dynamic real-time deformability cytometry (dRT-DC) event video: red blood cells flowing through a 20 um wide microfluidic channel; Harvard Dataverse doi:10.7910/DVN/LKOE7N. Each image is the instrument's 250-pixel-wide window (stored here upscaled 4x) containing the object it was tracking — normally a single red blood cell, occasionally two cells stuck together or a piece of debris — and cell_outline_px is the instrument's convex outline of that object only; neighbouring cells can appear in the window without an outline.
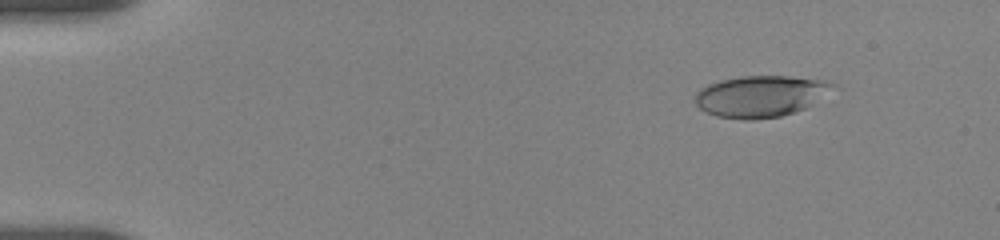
{"species": "human", "species_latin": "Homo sapiens", "temperature_condition": "room temperature", "stored_images_in_passage": 5, "camera_frame_rate_fps": 3000, "um_per_image_px": 0.085, "donor": {"sex": "female"}, "frame": {"image": 1, "passage_image": 2, "time_ms": 1.0, "image_size_px": [1000, 240], "cell_outline_px": [[836, 84], [804, 108], [796, 112], [780, 116], [756, 120], [744, 120], [716, 116], [700, 108], [696, 104], [696, 92], [700, 88], [708, 84], [720, 80], [744, 76], [788, 76], [828, 80]], "centroid_in_image_um": [64.59, 8.18], "position_along_channel_um": 20.4, "area_um2": 32.83}}
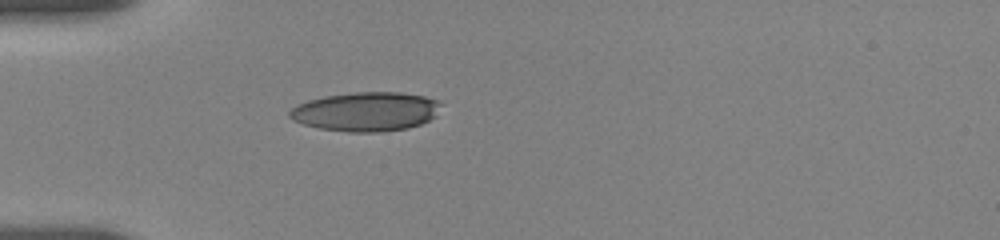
{"frame": {"image": 2, "passage_image": 5, "time_ms": 4.333, "image_size_px": [1000, 240], "cell_outline_px": [[444, 104], [436, 116], [420, 124], [408, 128], [380, 132], [348, 132], [320, 128], [304, 124], [292, 120], [288, 116], [288, 112], [296, 104], [308, 100], [324, 96], [356, 92], [400, 92], [424, 96], [436, 100]], "centroid_in_image_um": [31.12, 9.48], "position_along_channel_um": 53.9, "area_um2": 34.74}}